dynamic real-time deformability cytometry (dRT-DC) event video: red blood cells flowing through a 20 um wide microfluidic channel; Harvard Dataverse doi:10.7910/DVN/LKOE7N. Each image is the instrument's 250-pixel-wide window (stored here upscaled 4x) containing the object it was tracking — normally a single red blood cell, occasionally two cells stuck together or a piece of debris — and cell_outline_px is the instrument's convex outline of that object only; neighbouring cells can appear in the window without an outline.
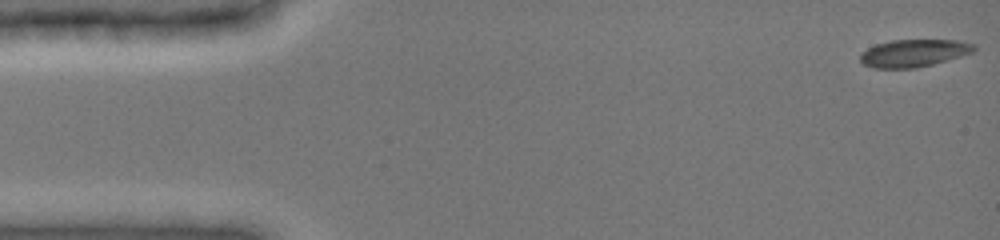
{"species": "common noctule bat (a hibernating species)", "species_latin": "Nyctalus noctula", "temperature_condition": "cold", "stored_images_in_passage": 48, "camera_frame_rate_fps": 3000, "um_per_image_px": 0.085, "animal": {"sex": "female", "body_mass_g": 19.0, "forearm_length_mm": 51.5}, "frame": {"image": 1, "passage_image": 1, "time_ms": 0.0, "image_size_px": [1000, 240], "cell_outline_px": [[976, 48], [972, 52], [960, 56], [932, 64], [916, 68], [872, 68], [864, 64], [860, 60], [860, 52], [876, 44], [892, 40], [956, 40], [976, 44]], "centroid_in_image_um": [77.65, 4.51], "position_along_channel_um": 7.4, "area_um2": 18.15}}
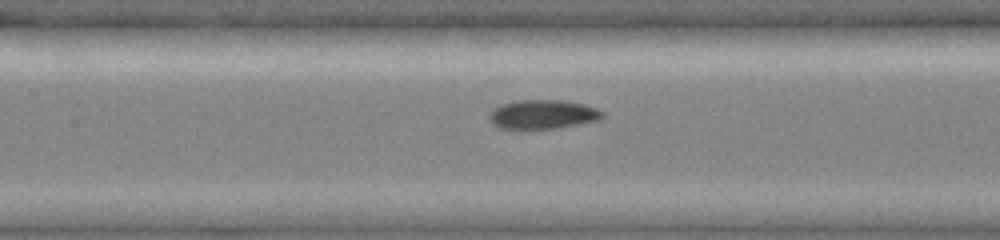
{"frame": {"image": 2, "passage_image": 22, "time_ms": 7.0, "image_size_px": [1000, 240], "cell_outline_px": [[604, 116], [600, 120], [556, 128], [500, 128], [492, 124], [488, 116], [500, 104], [516, 100], [560, 100], [584, 104], [596, 108], [604, 112]], "centroid_in_image_um": [46.16, 9.71], "position_along_channel_um": 161.2, "area_um2": 19.02}}
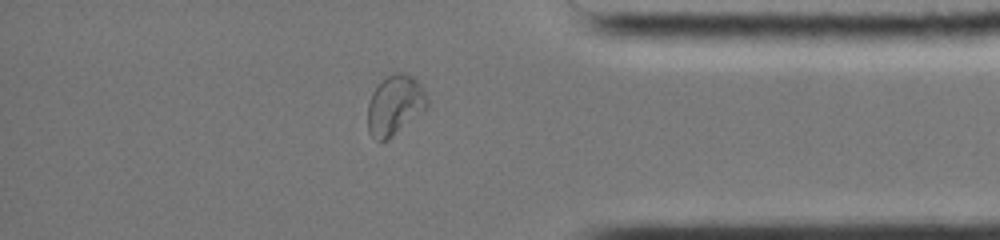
{"frame": {"image": 3, "passage_image": 41, "time_ms": 13.333, "image_size_px": [1000, 240], "cell_outline_px": [[428, 108], [388, 140], [376, 140], [368, 132], [368, 104], [372, 92], [388, 76], [396, 72], [404, 72], [412, 76], [424, 88], [428, 96]], "centroid_in_image_um": [33.6, 8.94], "position_along_channel_um": 401.6, "area_um2": 20.81}, "authors_computed_cell_mechanics": {"area_um2": 18.8717, "velocity_mm_per_s": 3.929, "shape_relaxation_time_tau1_ms": null, "shape_relaxation_time_tau2_ms": 1.2501, "deformation_change_tau1": null, "deformation_change_tau2": 0.0233}}